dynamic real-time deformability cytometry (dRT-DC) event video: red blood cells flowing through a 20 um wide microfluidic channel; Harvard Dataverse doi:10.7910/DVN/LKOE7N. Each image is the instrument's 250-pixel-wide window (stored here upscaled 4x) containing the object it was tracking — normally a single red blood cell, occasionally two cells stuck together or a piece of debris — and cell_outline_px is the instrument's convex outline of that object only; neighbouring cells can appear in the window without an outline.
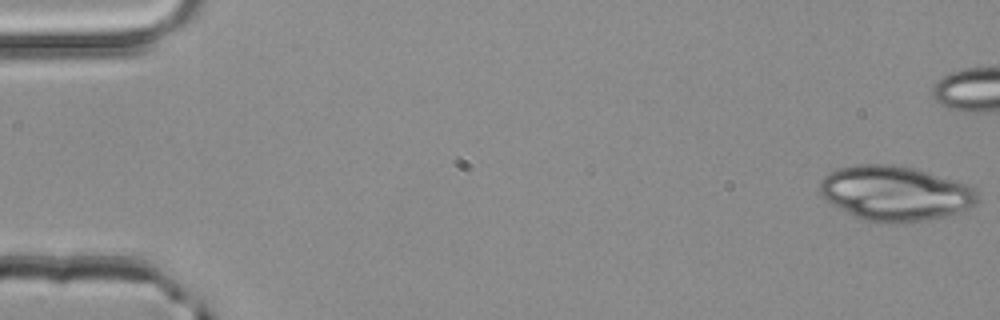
{"species": "common noctule bat (a hibernating species)", "species_latin": "Nyctalus noctula", "temperature_condition": "room temperature", "stored_images_in_passage": 43, "camera_frame_rate_fps": 3000, "um_per_image_px": 0.085, "animal": {"sex": "male", "body_mass_g": 20.4}, "frame": {"image": 1, "passage_image": 1, "time_ms": 0.0, "image_size_px": [1000, 320], "cell_outline_px": [[980, 200], [976, 204], [960, 212], [944, 216], [904, 224], [888, 224], [864, 220], [832, 204], [820, 192], [820, 180], [828, 172], [840, 168], [860, 164], [892, 164], [912, 168], [964, 184], [980, 192]], "centroid_in_image_um": [76.1, 16.45], "position_along_channel_um": 8.9, "area_um2": 50.11}, "authors_computed_cell_mechanics": {"area_um2": 21.3282, "velocity_mm_per_s": 4.0678, "shape_relaxation_time_tau1_ms": null, "shape_relaxation_time_tau2_ms": 3.4252, "deformation_change_tau1": null, "deformation_change_tau2": 0.1113}}